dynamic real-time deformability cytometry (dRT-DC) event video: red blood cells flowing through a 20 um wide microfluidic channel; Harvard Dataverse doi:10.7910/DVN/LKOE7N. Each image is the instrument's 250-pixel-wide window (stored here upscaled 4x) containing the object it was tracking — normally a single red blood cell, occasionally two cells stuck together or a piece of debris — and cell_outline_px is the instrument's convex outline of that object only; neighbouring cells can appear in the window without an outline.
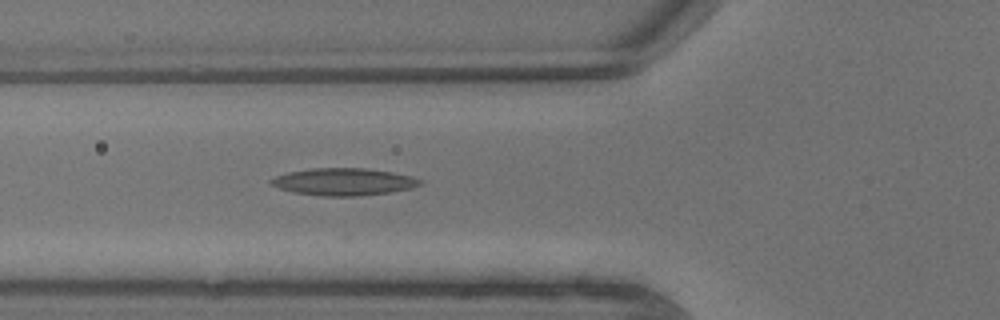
{"species": "common noctule bat (a hibernating species)", "species_latin": "Nyctalus noctula", "temperature_condition": "warm", "stored_images_in_passage": 6, "camera_frame_rate_fps": 3000, "um_per_image_px": 0.085, "animal": {"sex": "male", "body_mass_g": 13.3}, "frame": {"image": 1, "passage_image": 6, "time_ms": 1.667, "image_size_px": [1000, 320], "cell_outline_px": [[424, 184], [412, 188], [392, 192], [360, 196], [320, 196], [292, 192], [280, 188], [272, 184], [268, 180], [276, 176], [288, 172], [312, 168], [364, 168], [392, 172], [412, 176], [424, 180]], "centroid_in_image_um": [29.26, 15.45], "position_along_channel_um": 96.5, "area_um2": 23.87}}